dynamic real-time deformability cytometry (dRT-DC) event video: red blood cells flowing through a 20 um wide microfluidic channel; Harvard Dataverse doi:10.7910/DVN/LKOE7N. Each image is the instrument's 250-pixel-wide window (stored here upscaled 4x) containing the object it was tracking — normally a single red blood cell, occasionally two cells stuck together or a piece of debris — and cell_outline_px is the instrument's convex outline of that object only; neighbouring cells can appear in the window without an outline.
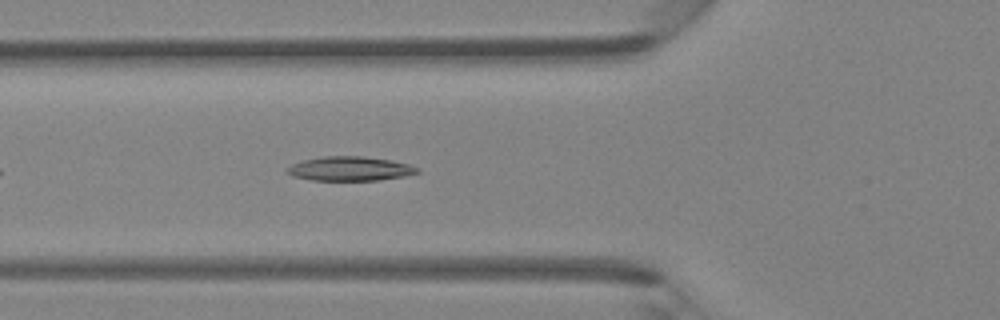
{"species": "Egyptian fruit bat (a non-hibernating species)", "species_latin": "Rousettus aegyptiacus", "temperature_condition": "room temperature", "stored_images_in_passage": 30, "camera_frame_rate_fps": 3000, "um_per_image_px": 0.085, "animal": {"sex": "female"}, "frame": {"image": 1, "passage_image": 7, "time_ms": 2.0, "image_size_px": [1000, 320], "cell_outline_px": [[420, 172], [404, 176], [376, 180], [312, 180], [292, 176], [288, 172], [288, 168], [292, 164], [304, 160], [324, 156], [364, 156], [388, 160], [408, 164], [420, 168]], "centroid_in_image_um": [29.76, 14.34], "position_along_channel_um": 96.0, "area_um2": 18.15}}
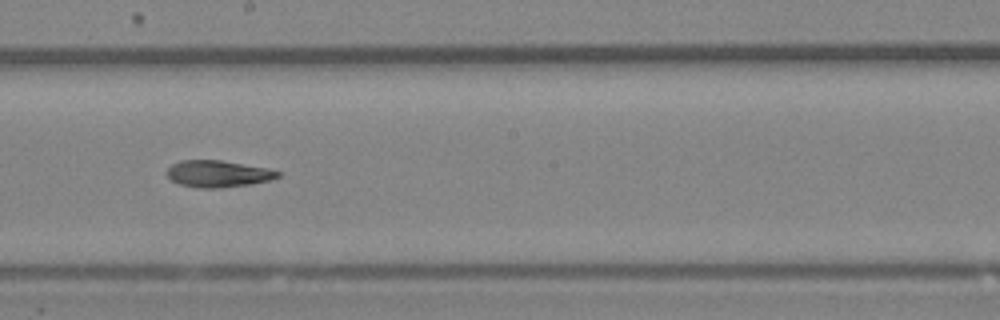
{"frame": {"image": 2, "passage_image": 16, "time_ms": 5.0, "image_size_px": [1000, 320], "cell_outline_px": [[280, 176], [272, 180], [252, 184], [220, 188], [200, 188], [180, 184], [172, 180], [164, 172], [172, 164], [180, 160], [220, 160], [268, 168], [280, 172]], "centroid_in_image_um": [18.54, 14.77], "position_along_channel_um": 229.7, "area_um2": 17.4}}
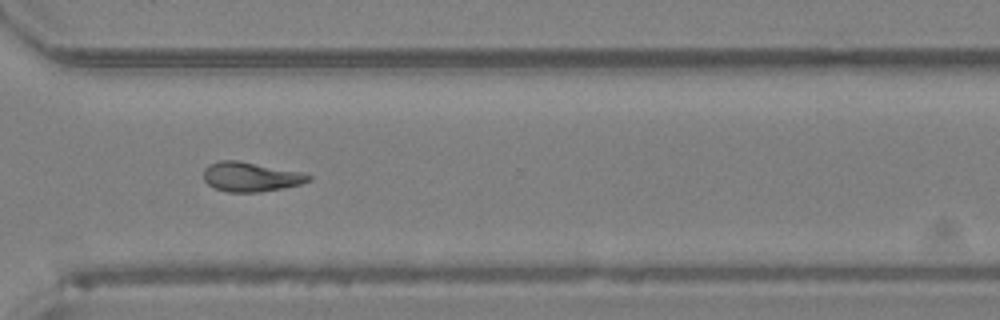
{"frame": {"image": 3, "passage_image": 24, "time_ms": 7.667, "image_size_px": [1000, 320], "cell_outline_px": [[312, 180], [300, 184], [284, 188], [260, 192], [228, 192], [216, 188], [208, 184], [204, 180], [204, 168], [208, 164], [220, 160], [236, 160], [304, 172], [312, 176]], "centroid_in_image_um": [21.34, 15.02], "position_along_channel_um": 349.3, "area_um2": 18.15}}